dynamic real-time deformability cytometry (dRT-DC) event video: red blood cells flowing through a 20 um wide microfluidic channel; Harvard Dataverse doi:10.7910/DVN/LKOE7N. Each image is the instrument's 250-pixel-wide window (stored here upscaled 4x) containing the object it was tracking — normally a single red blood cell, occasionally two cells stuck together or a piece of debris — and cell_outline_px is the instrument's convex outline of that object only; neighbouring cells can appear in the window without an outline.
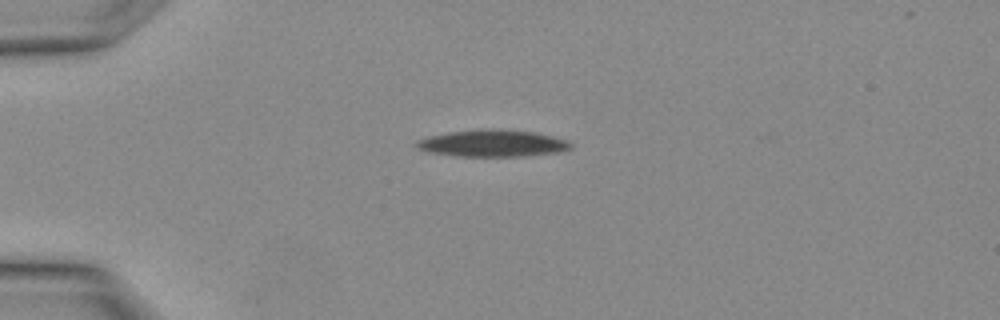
{"species": "Egyptian fruit bat (a non-hibernating species)", "species_latin": "Rousettus aegyptiacus", "temperature_condition": "warm", "stored_images_in_passage": 25, "camera_frame_rate_fps": 3000, "um_per_image_px": 0.085, "animal": {"sex": "female"}, "frame": {"image": 1, "passage_image": 1, "time_ms": 0.0, "image_size_px": [1000, 320], "cell_outline_px": [[572, 148], [556, 152], [524, 156], [456, 156], [428, 152], [416, 148], [416, 140], [428, 136], [448, 132], [480, 128], [492, 128], [536, 132], [552, 136], [564, 140], [572, 144]], "centroid_in_image_um": [41.81, 12.17], "position_along_channel_um": 43.2, "area_um2": 24.28}}
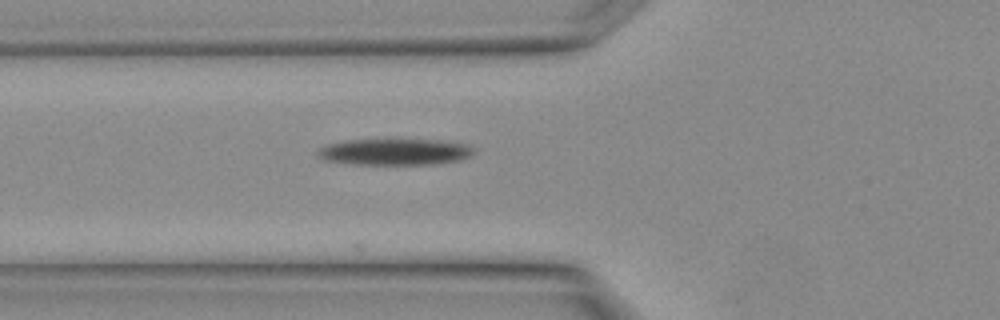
{"frame": {"image": 2, "passage_image": 5, "time_ms": 1.333, "image_size_px": [1000, 320], "cell_outline_px": [[476, 148], [468, 156], [456, 160], [428, 164], [348, 164], [324, 160], [316, 156], [316, 152], [324, 144], [344, 140], [448, 140], [468, 144]], "centroid_in_image_um": [33.48, 12.9], "position_along_channel_um": 92.3, "area_um2": 24.04}}
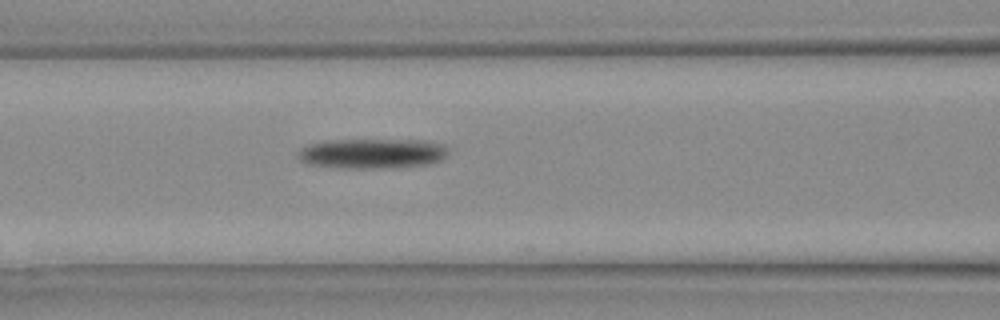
{"frame": {"image": 3, "passage_image": 7, "time_ms": 2.0, "image_size_px": [1000, 320], "cell_outline_px": [[452, 148], [440, 160], [428, 164], [392, 168], [340, 168], [304, 164], [296, 156], [296, 152], [300, 148], [308, 144], [332, 140], [420, 140], [448, 144]], "centroid_in_image_um": [31.63, 13.05], "position_along_channel_um": 135.0, "area_um2": 26.76}}